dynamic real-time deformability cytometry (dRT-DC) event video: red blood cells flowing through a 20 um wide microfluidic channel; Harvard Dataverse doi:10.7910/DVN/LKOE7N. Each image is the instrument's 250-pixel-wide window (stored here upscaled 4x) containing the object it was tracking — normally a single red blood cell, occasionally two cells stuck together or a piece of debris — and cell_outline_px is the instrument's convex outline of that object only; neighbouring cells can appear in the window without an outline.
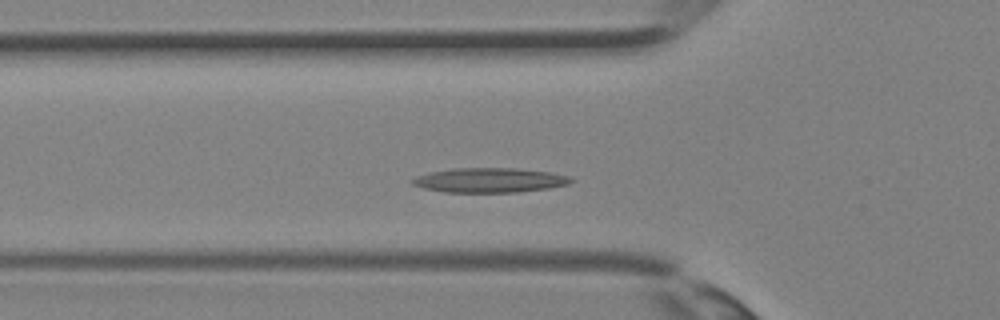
{"species": "Egyptian fruit bat (a non-hibernating species)", "species_latin": "Rousettus aegyptiacus", "temperature_condition": "room temperature", "stored_images_in_passage": 33, "segment_of_instrument_passage": [1, 2], "camera_frame_rate_fps": 3000, "um_per_image_px": 0.085, "animal": {"sex": "female"}, "frame": {"image": 1, "passage_image": 8, "time_ms": 2.333, "image_size_px": [1000, 320], "cell_outline_px": [[576, 180], [568, 184], [548, 188], [516, 192], [444, 192], [424, 188], [412, 184], [412, 180], [416, 176], [432, 172], [452, 168], [516, 168], [548, 172], [568, 176]], "centroid_in_image_um": [41.62, 15.31], "position_along_channel_um": 84.2, "area_um2": 22.54}}
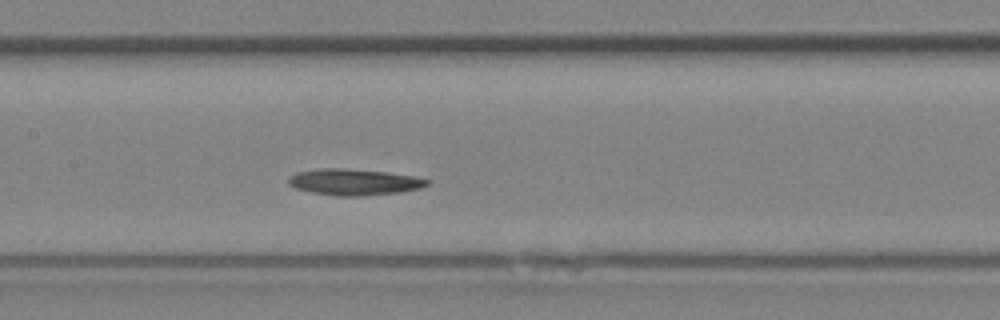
{"frame": {"image": 2, "passage_image": 13, "time_ms": 4.0, "image_size_px": [1000, 320], "cell_outline_px": [[432, 180], [428, 184], [420, 188], [400, 192], [364, 196], [336, 196], [312, 192], [296, 188], [288, 184], [288, 176], [296, 172], [320, 168], [340, 168], [388, 172], [416, 176]], "centroid_in_image_um": [30.11, 15.47], "position_along_channel_um": 177.3, "area_um2": 21.39}}
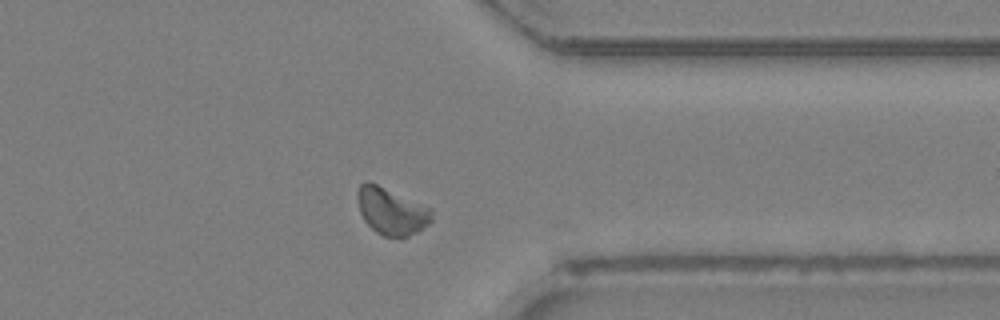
{"frame": {"image": 3, "passage_image": 24, "time_ms": 7.667, "image_size_px": [1000, 320], "cell_outline_px": [[432, 220], [428, 224], [416, 232], [408, 236], [384, 236], [376, 232], [364, 220], [360, 212], [356, 200], [356, 192], [360, 184], [364, 180], [368, 180], [432, 208]], "centroid_in_image_um": [33.24, 17.91], "position_along_channel_um": 378.2, "area_um2": 20.35}}